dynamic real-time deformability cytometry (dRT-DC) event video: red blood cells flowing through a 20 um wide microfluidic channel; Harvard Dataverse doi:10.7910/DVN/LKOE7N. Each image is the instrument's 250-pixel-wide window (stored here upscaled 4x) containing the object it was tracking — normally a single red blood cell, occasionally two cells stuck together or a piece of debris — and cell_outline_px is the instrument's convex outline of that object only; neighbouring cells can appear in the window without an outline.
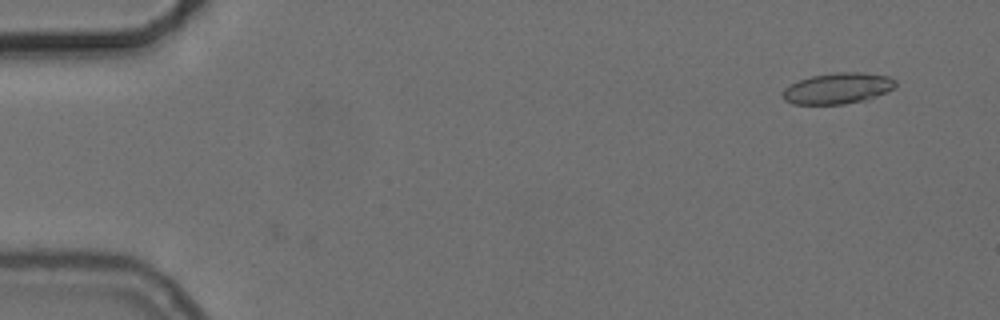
{"species": "common noctule bat (a hibernating species)", "species_latin": "Nyctalus noctula", "temperature_condition": "cold", "stored_images_in_passage": 16, "camera_frame_rate_fps": 3000, "um_per_image_px": 0.085, "animal": {"sex": "female", "body_mass_g": 24.6, "forearm_length_mm": 56.2}, "frame": {"image": 1, "passage_image": 2, "time_ms": 0.333, "image_size_px": [1000, 320], "cell_outline_px": [[896, 88], [868, 100], [844, 104], [792, 104], [784, 100], [780, 92], [784, 88], [800, 80], [812, 76], [836, 72], [864, 72], [888, 76], [896, 80]], "centroid_in_image_um": [71.23, 7.51], "position_along_channel_um": 13.8, "area_um2": 20.63}}
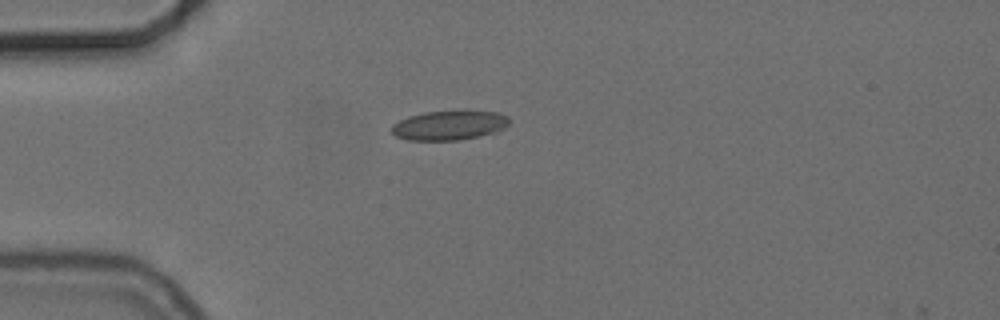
{"frame": {"image": 2, "passage_image": 13, "time_ms": 4.0, "image_size_px": [1000, 320], "cell_outline_px": [[512, 120], [504, 128], [496, 132], [480, 136], [460, 140], [408, 140], [396, 136], [392, 132], [392, 124], [408, 116], [424, 112], [468, 108], [500, 112], [508, 116]], "centroid_in_image_um": [38.27, 10.6], "position_along_channel_um": 46.7, "area_um2": 21.1}}